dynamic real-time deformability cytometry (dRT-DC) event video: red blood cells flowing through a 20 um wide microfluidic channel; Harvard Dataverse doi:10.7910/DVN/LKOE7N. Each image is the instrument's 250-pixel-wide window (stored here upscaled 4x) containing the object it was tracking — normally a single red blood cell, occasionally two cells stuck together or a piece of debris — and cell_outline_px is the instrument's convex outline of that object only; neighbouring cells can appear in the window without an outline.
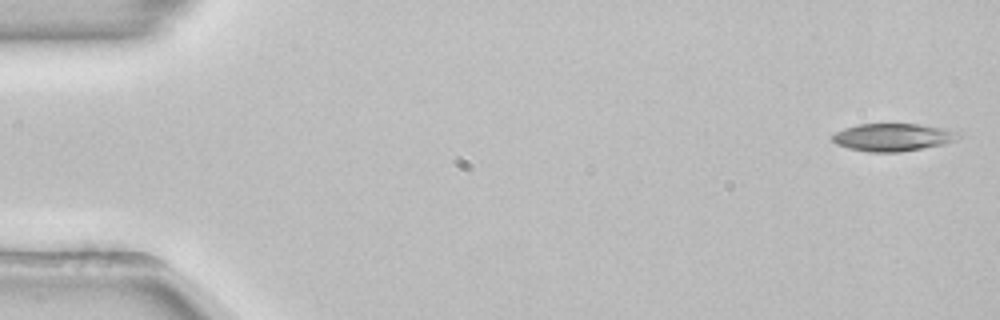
{"species": "common noctule bat (a hibernating species)", "species_latin": "Nyctalus noctula", "temperature_condition": "room temperature", "stored_images_in_passage": 52, "camera_frame_rate_fps": 3000, "um_per_image_px": 0.085, "animal": {"sex": "female", "body_mass_g": 22.7, "forearm_length_mm": 54.2}, "frame": {"image": 1, "passage_image": 1, "time_ms": 0.0, "image_size_px": [1000, 320], "cell_outline_px": [[960, 136], [956, 140], [944, 144], [900, 152], [868, 152], [848, 148], [836, 144], [832, 140], [832, 136], [836, 132], [844, 128], [856, 124], [920, 124], [940, 128], [952, 132]], "centroid_in_image_um": [75.81, 11.67], "position_along_channel_um": 9.2, "area_um2": 20.06}}
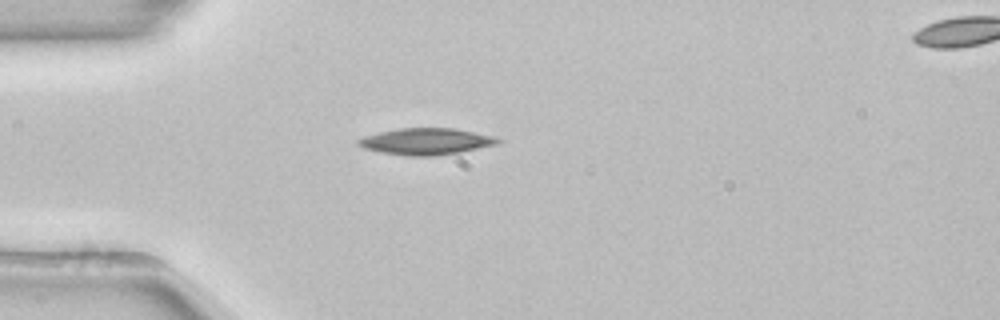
{"frame": {"image": 2, "passage_image": 14, "time_ms": 4.333, "image_size_px": [1000, 320], "cell_outline_px": [[500, 144], [460, 152], [432, 156], [404, 156], [380, 152], [364, 148], [356, 144], [356, 140], [364, 136], [380, 132], [400, 128], [456, 128], [496, 136], [500, 140]], "centroid_in_image_um": [36.24, 12.02], "position_along_channel_um": 48.8, "area_um2": 21.79}}
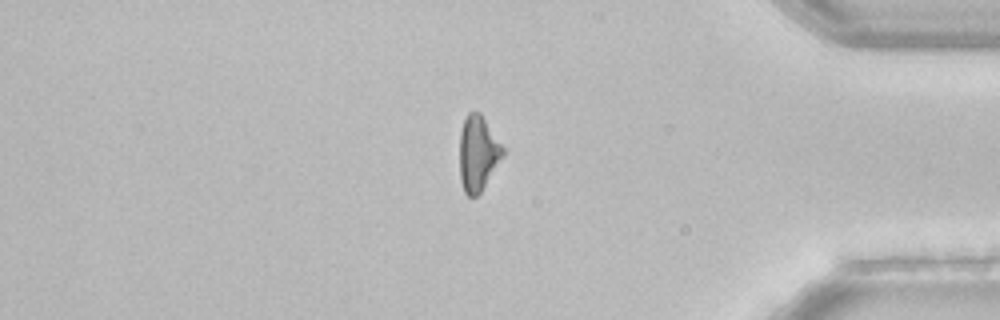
{"frame": {"image": 3, "passage_image": 44, "time_ms": 14.333, "image_size_px": [1000, 320], "cell_outline_px": [[504, 156], [480, 192], [476, 196], [468, 196], [464, 192], [460, 180], [460, 132], [464, 120], [468, 112], [480, 112], [504, 148]], "centroid_in_image_um": [40.62, 13.04], "position_along_channel_um": 394.6, "area_um2": 18.84}, "authors_computed_cell_mechanics": {"area_um2": 20.519, "velocity_mm_per_s": 3.897, "shape_relaxation_time_tau1_ms": 4.2131, "shape_relaxation_time_tau2_ms": null, "deformation_change_tau1": 0.1438, "deformation_change_tau2": null}}